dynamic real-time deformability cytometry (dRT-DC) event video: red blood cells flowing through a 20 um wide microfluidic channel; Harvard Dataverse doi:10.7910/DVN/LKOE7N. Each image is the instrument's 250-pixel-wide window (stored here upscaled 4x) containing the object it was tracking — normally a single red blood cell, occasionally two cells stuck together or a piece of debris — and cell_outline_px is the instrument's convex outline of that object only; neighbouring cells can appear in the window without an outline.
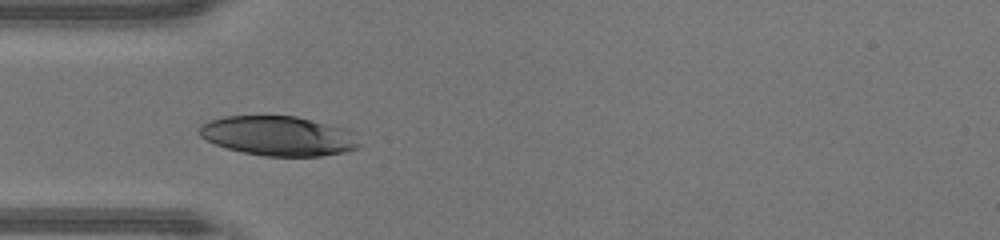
{"species": "human", "species_latin": "Homo sapiens", "temperature_condition": "warm", "stored_images_in_passage": 27, "camera_frame_rate_fps": 3000, "um_per_image_px": 0.085, "donor": {"sex": "male"}, "frame": {"image": 1, "passage_image": 1, "time_ms": 0.0, "image_size_px": [1000, 240], "cell_outline_px": [[360, 148], [348, 152], [320, 156], [264, 156], [244, 152], [228, 148], [216, 144], [200, 136], [200, 124], [224, 116], [296, 116], [344, 128], [360, 144]], "centroid_in_image_um": [23.67, 11.56], "position_along_channel_um": 61.3, "area_um2": 36.53}}
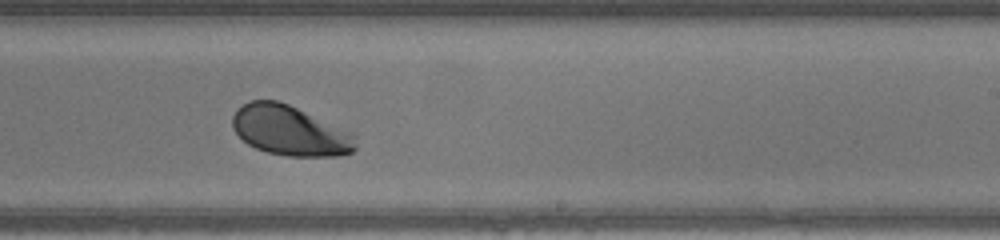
{"frame": {"image": 2, "passage_image": 15, "time_ms": 4.667, "image_size_px": [1000, 240], "cell_outline_px": [[356, 148], [352, 152], [340, 156], [288, 156], [268, 152], [256, 148], [248, 144], [232, 128], [232, 116], [236, 108], [248, 100], [276, 100], [288, 104], [352, 132], [356, 144]], "centroid_in_image_um": [24.62, 11.09], "position_along_channel_um": 264.4, "area_um2": 35.84}}
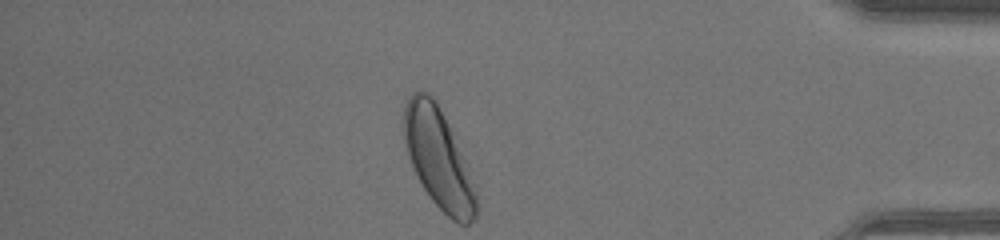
{"frame": {"image": 3, "passage_image": 27, "time_ms": 8.667, "image_size_px": [1000, 240], "cell_outline_px": [[480, 208], [476, 216], [468, 224], [460, 224], [452, 220], [432, 200], [424, 188], [408, 156], [400, 124], [404, 108], [412, 92], [420, 88], [428, 92], [436, 100], [468, 164], [476, 192]], "centroid_in_image_um": [37.27, 13.43], "position_along_channel_um": 397.9, "area_um2": 42.48}, "authors_computed_cell_mechanics": {"area_um2": 36.7608, "velocity_mm_per_s": 4.3657, "shape_relaxation_time_tau1_ms": 1.5296, "shape_relaxation_time_tau2_ms": null, "deformation_change_tau1": 0.1343, "deformation_change_tau2": null}}